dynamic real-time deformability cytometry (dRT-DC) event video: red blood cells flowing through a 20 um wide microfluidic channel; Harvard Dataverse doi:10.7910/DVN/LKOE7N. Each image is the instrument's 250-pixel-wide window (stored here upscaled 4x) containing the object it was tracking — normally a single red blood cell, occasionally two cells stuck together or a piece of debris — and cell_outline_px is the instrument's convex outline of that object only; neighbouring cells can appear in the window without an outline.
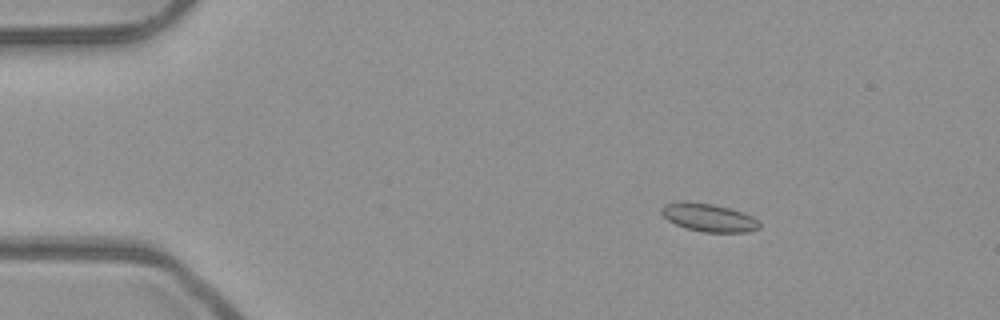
{"species": "common noctule bat (a hibernating species)", "species_latin": "Nyctalus noctula", "temperature_condition": "room temperature", "stored_images_in_passage": 4, "camera_frame_rate_fps": 3000, "um_per_image_px": 0.085, "animal": {"sex": "male", "body_mass_g": 23.1, "forearm_length_mm": 52.7}, "frame": {"image": 1, "passage_image": 2, "time_ms": 0.333, "image_size_px": [1000, 320], "cell_outline_px": [[760, 228], [748, 232], [704, 232], [684, 228], [668, 220], [660, 212], [660, 208], [664, 204], [684, 200], [712, 204], [744, 212], [760, 220]], "centroid_in_image_um": [60.24, 18.48], "position_along_channel_um": 24.8, "area_um2": 16.24}}